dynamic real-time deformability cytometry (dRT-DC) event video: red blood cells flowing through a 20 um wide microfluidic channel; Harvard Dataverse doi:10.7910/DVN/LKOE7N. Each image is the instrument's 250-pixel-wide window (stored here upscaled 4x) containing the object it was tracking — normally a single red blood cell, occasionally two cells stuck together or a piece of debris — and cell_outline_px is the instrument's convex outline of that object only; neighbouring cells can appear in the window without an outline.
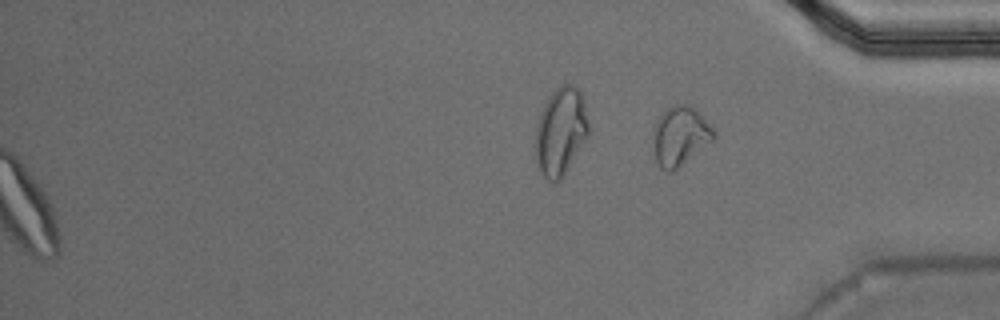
{"species": "Egyptian fruit bat (a non-hibernating species)", "species_latin": "Rousettus aegyptiacus", "temperature_condition": "warm", "stored_images_in_passage": 54, "camera_frame_rate_fps": 3000, "um_per_image_px": 0.085, "animal": {"sex": "male"}, "frame": {"image": 1, "passage_image": 54, "time_ms": 17.667, "image_size_px": [1000, 320], "cell_outline_px": [[716, 136], [712, 140], [672, 172], [668, 172], [660, 168], [656, 160], [652, 136], [652, 128], [660, 116], [672, 104], [688, 104], [696, 108], [716, 132]], "centroid_in_image_um": [57.79, 11.53], "position_along_channel_um": 377.4, "area_um2": 20.81}, "authors_computed_cell_mechanics": {"area_um2": 21.7617, "velocity_mm_per_s": 3.7633, "shape_relaxation_time_tau1_ms": 4.2421, "shape_relaxation_time_tau2_ms": 1.8014, "deformation_change_tau1": 0.1442, "deformation_change_tau2": 0.0824}}